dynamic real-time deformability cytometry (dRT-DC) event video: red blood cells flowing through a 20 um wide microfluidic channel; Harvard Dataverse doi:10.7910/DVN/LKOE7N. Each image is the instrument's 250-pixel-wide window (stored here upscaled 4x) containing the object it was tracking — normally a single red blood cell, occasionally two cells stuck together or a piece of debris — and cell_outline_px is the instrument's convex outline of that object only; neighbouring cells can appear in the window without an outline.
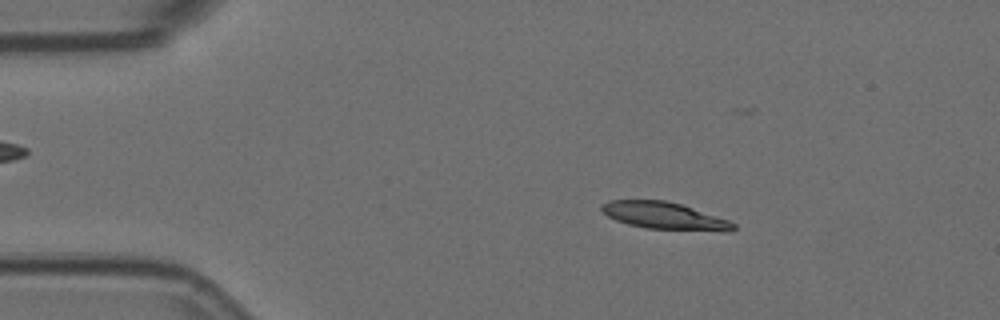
{"species": "Egyptian fruit bat (a non-hibernating species)", "species_latin": "Rousettus aegyptiacus", "temperature_condition": "room temperature", "stored_images_in_passage": 55, "camera_frame_rate_fps": 3000, "um_per_image_px": 0.085, "animal": {"sex": "female"}, "frame": {"image": 1, "passage_image": 8, "time_ms": 2.333, "image_size_px": [1000, 320], "cell_outline_px": [[736, 228], [732, 232], [724, 232], [648, 228], [628, 224], [616, 220], [608, 216], [600, 208], [608, 200], [664, 200], [680, 204], [728, 220], [736, 224]], "centroid_in_image_um": [56.52, 18.36], "position_along_channel_um": 28.5, "area_um2": 20.69}}
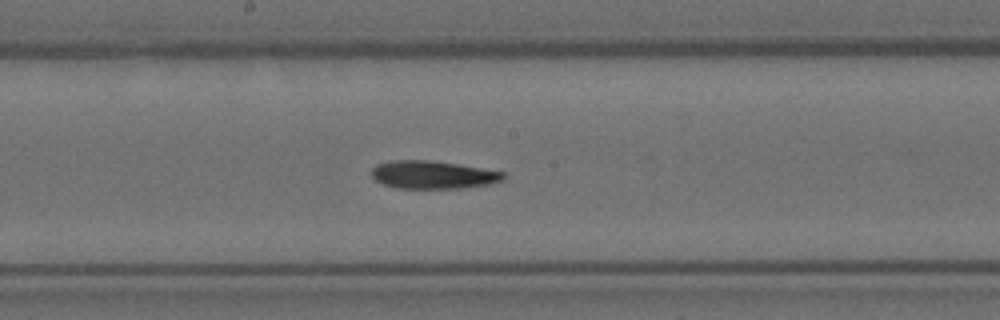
{"frame": {"image": 2, "passage_image": 28, "time_ms": 9.0, "image_size_px": [1000, 320], "cell_outline_px": [[504, 180], [488, 184], [460, 188], [396, 188], [384, 184], [376, 180], [372, 176], [372, 168], [376, 164], [388, 160], [432, 160], [504, 172]], "centroid_in_image_um": [36.75, 14.85], "position_along_channel_um": 211.4, "area_um2": 21.33}}
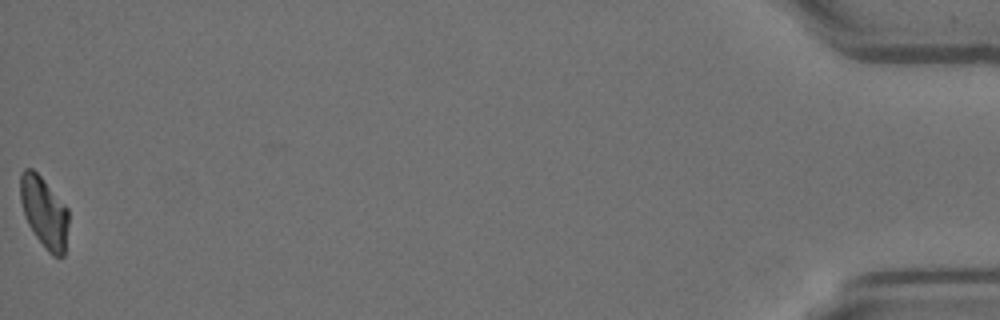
{"frame": {"image": 3, "passage_image": 55, "time_ms": 18.0, "image_size_px": [1000, 320], "cell_outline_px": [[68, 224], [64, 256], [52, 256], [48, 252], [36, 236], [28, 224], [20, 200], [20, 172], [24, 168], [32, 168], [40, 176], [68, 208]], "centroid_in_image_um": [3.75, 18.03], "position_along_channel_um": 431.5, "area_um2": 19.77}, "authors_computed_cell_mechanics": {"area_um2": 21.2126, "velocity_mm_per_s": 3.5759, "shape_relaxation_time_tau1_ms": 7.9106, "shape_relaxation_time_tau2_ms": 4.2813, "deformation_change_tau1": 0.2138, "deformation_change_tau2": 0.0956}}